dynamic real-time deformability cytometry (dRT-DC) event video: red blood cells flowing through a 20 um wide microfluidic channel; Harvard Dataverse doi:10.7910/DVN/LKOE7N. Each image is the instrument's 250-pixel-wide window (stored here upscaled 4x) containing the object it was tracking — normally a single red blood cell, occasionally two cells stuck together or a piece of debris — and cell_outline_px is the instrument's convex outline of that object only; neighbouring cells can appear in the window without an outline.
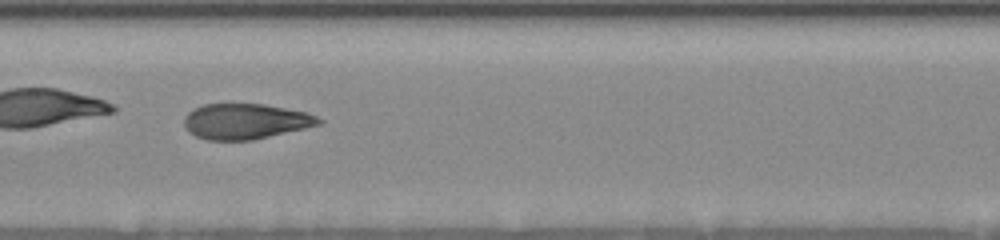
{"species": "human", "species_latin": "Homo sapiens", "temperature_condition": "room temperature", "stored_images_in_passage": 37, "camera_frame_rate_fps": 3000, "um_per_image_px": 0.085, "donor": {"sex": "female"}, "frame": {"image": 1, "passage_image": 16, "time_ms": 6.333, "image_size_px": [1000, 240], "cell_outline_px": [[324, 120], [320, 124], [304, 128], [252, 140], [208, 140], [196, 136], [188, 132], [184, 128], [184, 116], [192, 108], [204, 104], [264, 104], [308, 112]], "centroid_in_image_um": [20.83, 10.31], "position_along_channel_um": 186.6, "area_um2": 27.92}}
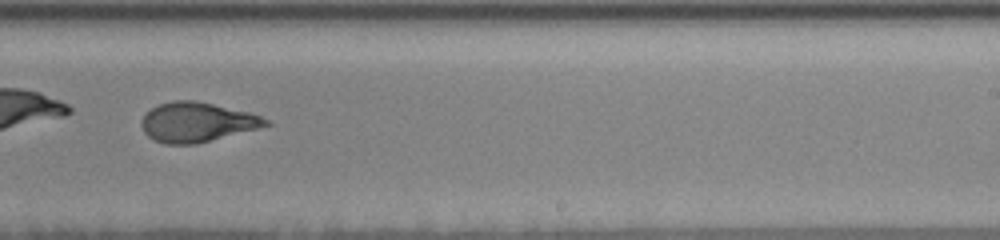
{"frame": {"image": 2, "passage_image": 22, "time_ms": 8.667, "image_size_px": [1000, 240], "cell_outline_px": [[272, 124], [196, 144], [164, 144], [148, 136], [144, 132], [140, 124], [144, 116], [152, 108], [160, 104], [172, 100], [196, 100], [248, 112], [272, 120]], "centroid_in_image_um": [16.74, 10.38], "position_along_channel_um": 272.3, "area_um2": 28.44}, "authors_computed_cell_mechanics": {"area_um2": 28.5532, "velocity_mm_per_s": 3.6834, "shape_relaxation_time_tau1_ms": 5.8965, "shape_relaxation_time_tau2_ms": 1.1932, "deformation_change_tau1": 0.1997, "deformation_change_tau2": 0.0792}}